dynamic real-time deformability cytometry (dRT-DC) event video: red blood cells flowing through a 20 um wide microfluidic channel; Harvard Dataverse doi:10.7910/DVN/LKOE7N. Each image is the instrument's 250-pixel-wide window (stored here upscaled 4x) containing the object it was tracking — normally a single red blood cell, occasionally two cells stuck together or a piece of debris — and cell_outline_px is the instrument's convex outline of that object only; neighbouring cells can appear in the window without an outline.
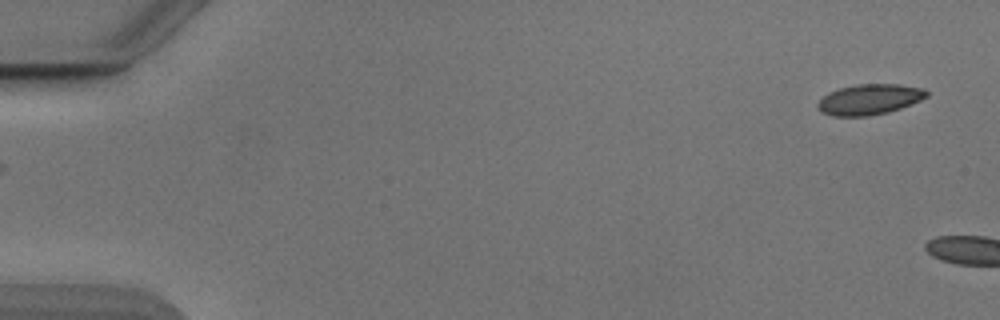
{"species": "Egyptian fruit bat (a non-hibernating species)", "species_latin": "Rousettus aegyptiacus", "temperature_condition": "cold", "stored_images_in_passage": 4, "camera_frame_rate_fps": 3000, "um_per_image_px": 0.085, "animal": {"sex": "male"}, "frame": {"image": 1, "passage_image": 1, "time_ms": 0.0, "image_size_px": [1000, 320], "cell_outline_px": [[928, 96], [912, 104], [888, 112], [868, 116], [832, 116], [820, 112], [816, 108], [816, 104], [828, 92], [840, 88], [856, 84], [900, 84], [924, 88], [928, 92]], "centroid_in_image_um": [73.89, 8.45], "position_along_channel_um": 11.1, "area_um2": 19.54}}